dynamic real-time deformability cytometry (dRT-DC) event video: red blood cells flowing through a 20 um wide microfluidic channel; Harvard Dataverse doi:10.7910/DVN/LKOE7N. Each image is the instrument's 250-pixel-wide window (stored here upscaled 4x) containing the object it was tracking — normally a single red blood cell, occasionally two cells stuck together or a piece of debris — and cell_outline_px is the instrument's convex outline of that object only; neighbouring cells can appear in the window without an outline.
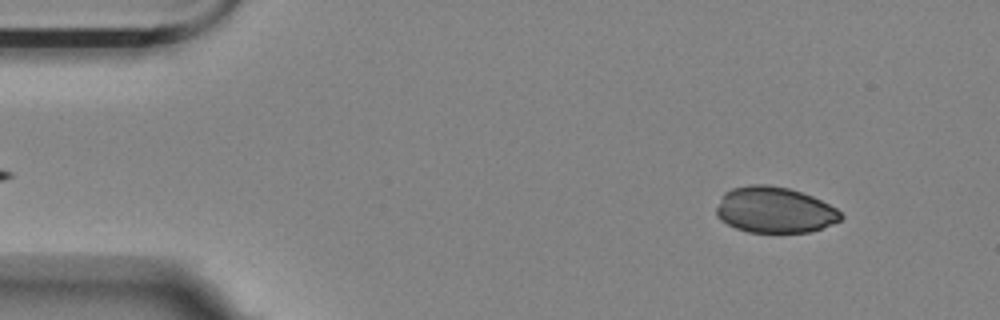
{"species": "Egyptian fruit bat (a non-hibernating species)", "species_latin": "Rousettus aegyptiacus", "temperature_condition": "room temperature", "stored_images_in_passage": 5, "segment_of_instrument_passage": [2, 2], "camera_frame_rate_fps": 3000, "um_per_image_px": 0.085, "animal": {"sex": "female"}, "frame": {"image": 1, "passage_image": 5, "time_ms": 1.333, "image_size_px": [1000, 320], "cell_outline_px": [[844, 216], [840, 220], [832, 224], [808, 232], [748, 232], [736, 228], [720, 220], [716, 216], [716, 208], [724, 192], [732, 188], [752, 184], [768, 184], [788, 188], [812, 196], [836, 208]], "centroid_in_image_um": [65.81, 17.84], "position_along_channel_um": 19.2, "area_um2": 33.23}}